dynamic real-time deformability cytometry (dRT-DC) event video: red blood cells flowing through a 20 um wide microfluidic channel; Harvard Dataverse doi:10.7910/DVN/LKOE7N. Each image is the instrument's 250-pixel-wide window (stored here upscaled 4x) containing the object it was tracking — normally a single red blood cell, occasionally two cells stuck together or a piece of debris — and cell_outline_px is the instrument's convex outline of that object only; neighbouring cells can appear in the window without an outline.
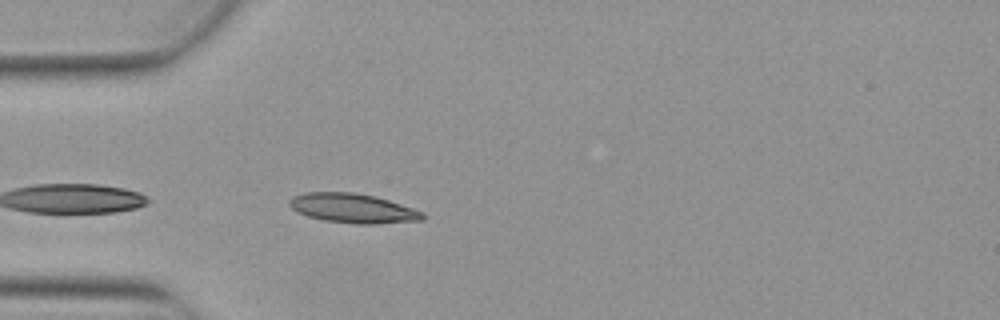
{"species": "Egyptian fruit bat (a non-hibernating species)", "species_latin": "Rousettus aegyptiacus", "temperature_condition": "warm", "stored_images_in_passage": 3, "camera_frame_rate_fps": 3000, "um_per_image_px": 0.085, "animal": {"sex": "female"}, "frame": {"image": 1, "passage_image": 3, "time_ms": 0.667, "image_size_px": [1000, 320], "cell_outline_px": [[424, 220], [376, 224], [356, 224], [324, 220], [308, 216], [296, 212], [288, 204], [288, 200], [292, 196], [304, 192], [356, 192], [376, 196], [424, 212]], "centroid_in_image_um": [29.97, 17.7], "position_along_channel_um": 55.0, "area_um2": 23.0}}